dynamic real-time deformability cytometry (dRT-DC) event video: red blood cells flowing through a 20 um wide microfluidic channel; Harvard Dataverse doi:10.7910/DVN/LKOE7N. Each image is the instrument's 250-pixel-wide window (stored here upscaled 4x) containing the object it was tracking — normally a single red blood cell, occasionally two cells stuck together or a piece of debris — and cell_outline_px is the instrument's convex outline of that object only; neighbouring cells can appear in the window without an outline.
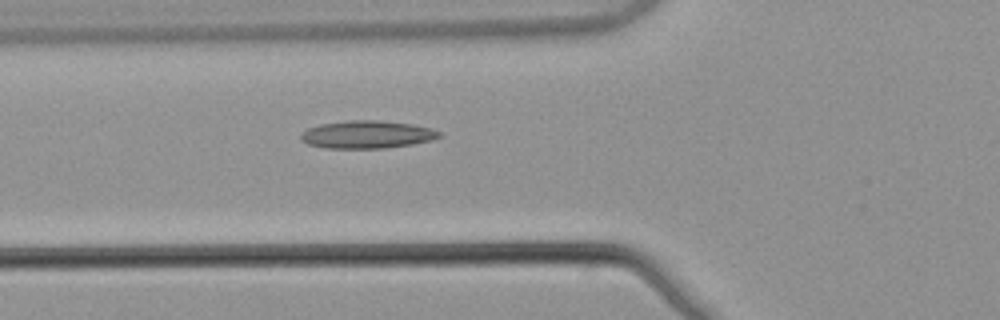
{"species": "common noctule bat (a hibernating species)", "species_latin": "Nyctalus noctula", "temperature_condition": "warm", "stored_images_in_passage": 5, "camera_frame_rate_fps": 3000, "um_per_image_px": 0.085, "animal": {"sex": "male", "body_mass_g": 21.5, "forearm_length_mm": 52.0}, "frame": {"image": 1, "passage_image": 5, "time_ms": 1.333, "image_size_px": [1000, 320], "cell_outline_px": [[444, 136], [432, 140], [412, 144], [384, 148], [324, 148], [308, 144], [300, 140], [300, 136], [308, 128], [320, 124], [348, 120], [380, 120], [412, 124], [432, 128], [440, 132]], "centroid_in_image_um": [31.22, 11.43], "position_along_channel_um": 94.6, "area_um2": 22.48}}